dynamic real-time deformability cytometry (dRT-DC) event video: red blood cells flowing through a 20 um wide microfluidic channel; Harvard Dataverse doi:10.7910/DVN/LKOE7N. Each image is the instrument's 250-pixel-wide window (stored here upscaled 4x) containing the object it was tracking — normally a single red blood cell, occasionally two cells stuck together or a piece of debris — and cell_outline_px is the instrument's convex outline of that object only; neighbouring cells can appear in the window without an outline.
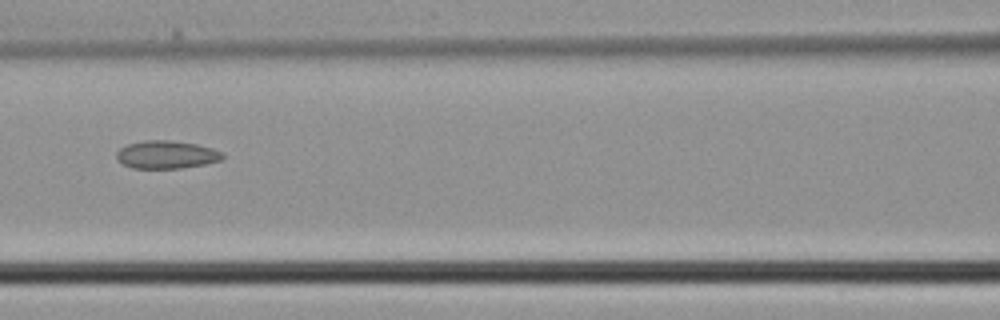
{"species": "common noctule bat (a hibernating species)", "species_latin": "Nyctalus noctula", "temperature_condition": "cold", "stored_images_in_passage": 6, "segment_of_instrument_passage": [1, 2], "camera_frame_rate_fps": 3000, "um_per_image_px": 0.085, "animal": {"sex": "male", "body_mass_g": 21.5, "forearm_length_mm": 52.0}, "frame": {"image": 1, "passage_image": 5, "time_ms": 1.333, "image_size_px": [1000, 320], "cell_outline_px": [[224, 156], [220, 160], [204, 164], [180, 168], [132, 168], [116, 160], [116, 152], [120, 148], [128, 144], [144, 140], [168, 140], [196, 144], [212, 148], [224, 152]], "centroid_in_image_um": [14.13, 13.14], "position_along_channel_um": 152.5, "area_um2": 17.22}}